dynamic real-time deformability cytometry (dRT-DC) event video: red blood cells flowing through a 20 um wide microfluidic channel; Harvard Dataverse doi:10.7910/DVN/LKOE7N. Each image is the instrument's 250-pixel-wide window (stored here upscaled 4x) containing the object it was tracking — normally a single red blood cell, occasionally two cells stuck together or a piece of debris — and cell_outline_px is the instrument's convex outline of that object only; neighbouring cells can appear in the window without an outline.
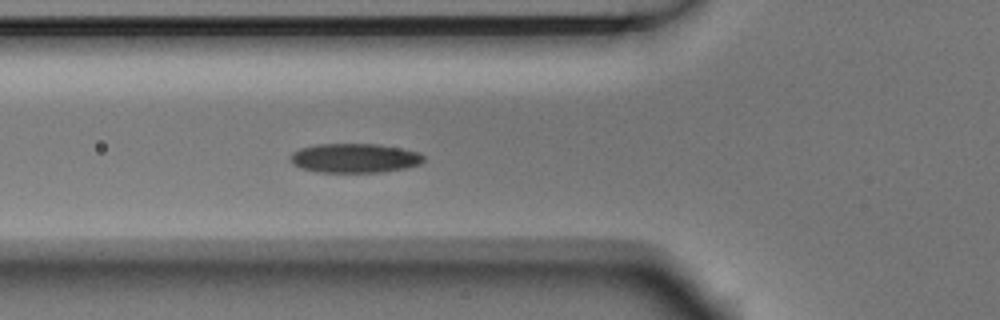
{"species": "Egyptian fruit bat (a non-hibernating species)", "species_latin": "Rousettus aegyptiacus", "temperature_condition": "room temperature", "stored_images_in_passage": 5, "camera_frame_rate_fps": 3000, "um_per_image_px": 0.085, "animal": {"sex": "male"}, "frame": {"image": 1, "passage_image": 5, "time_ms": 1.333, "image_size_px": [1000, 320], "cell_outline_px": [[424, 160], [420, 164], [404, 168], [380, 172], [316, 172], [300, 168], [292, 164], [288, 156], [292, 152], [300, 148], [316, 144], [380, 144], [420, 152], [424, 156]], "centroid_in_image_um": [30.1, 13.43], "position_along_channel_um": 95.7, "area_um2": 22.95}}